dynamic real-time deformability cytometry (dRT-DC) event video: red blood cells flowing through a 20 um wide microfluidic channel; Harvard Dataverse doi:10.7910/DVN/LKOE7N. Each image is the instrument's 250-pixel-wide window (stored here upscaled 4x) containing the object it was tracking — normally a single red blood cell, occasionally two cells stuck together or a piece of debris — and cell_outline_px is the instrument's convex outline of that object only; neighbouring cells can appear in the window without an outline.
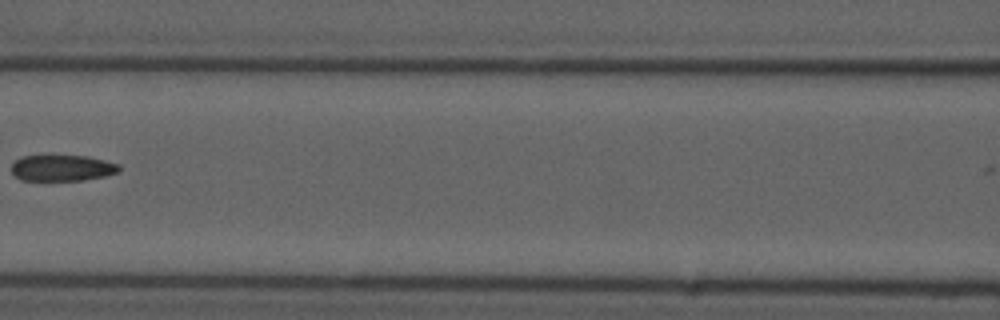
{"species": "common noctule bat (a hibernating species)", "species_latin": "Nyctalus noctula", "temperature_condition": "cold", "stored_images_in_passage": 10, "camera_frame_rate_fps": 3000, "um_per_image_px": 0.085, "animal": {"sex": "male", "forearm_length_mm": 52.5}, "frame": {"image": 1, "passage_image": 9, "time_ms": 9.333, "image_size_px": [1000, 320], "cell_outline_px": [[120, 172], [104, 176], [84, 180], [20, 180], [12, 172], [12, 164], [20, 156], [88, 156], [120, 164]], "centroid_in_image_um": [5.31, 14.28], "position_along_channel_um": 161.3, "area_um2": 16.36}}
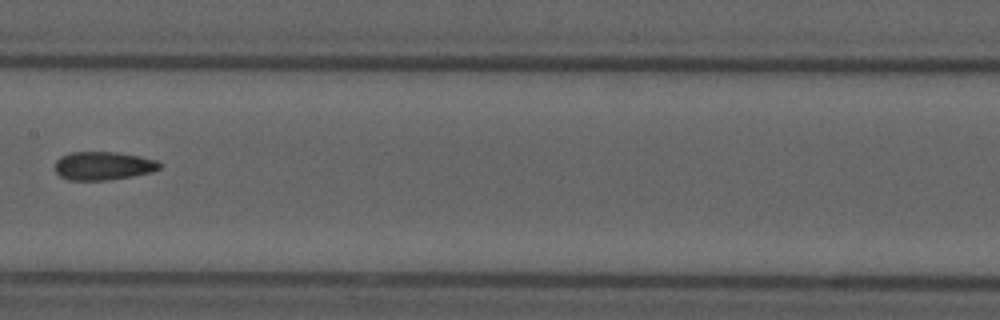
{"frame": {"image": 2, "passage_image": 10, "time_ms": 10.333, "image_size_px": [1000, 320], "cell_outline_px": [[164, 164], [160, 168], [152, 172], [132, 176], [108, 180], [68, 180], [60, 176], [56, 172], [56, 160], [60, 156], [72, 152], [116, 152], [140, 156], [156, 160]], "centroid_in_image_um": [8.8, 14.09], "position_along_channel_um": 198.6, "area_um2": 17.4}}